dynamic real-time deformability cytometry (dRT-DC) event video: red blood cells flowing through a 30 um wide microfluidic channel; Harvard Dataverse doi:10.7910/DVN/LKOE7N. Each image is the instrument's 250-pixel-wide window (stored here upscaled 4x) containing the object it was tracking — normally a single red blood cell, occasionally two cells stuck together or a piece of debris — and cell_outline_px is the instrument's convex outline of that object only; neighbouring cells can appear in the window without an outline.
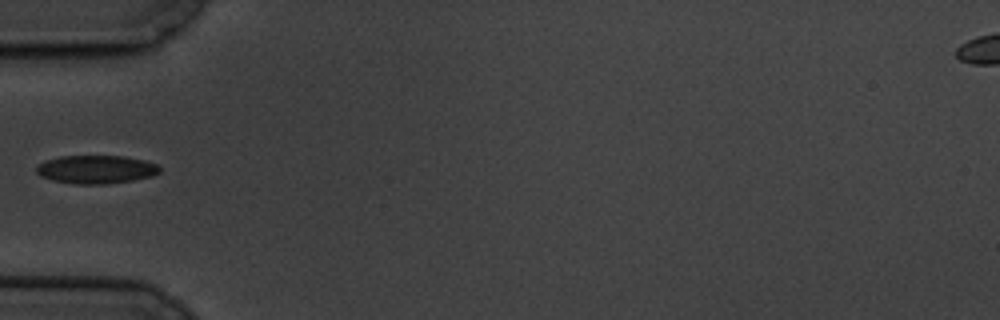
{"species": "common noctule bat (a hibernating species)", "species_latin": "Nyctalus noctula", "temperature_condition": "cold", "stored_images_in_passage": 1, "camera_frame_rate_fps": 3000, "um_per_image_px": 0.085, "animal": {"sex": "male", "body_mass_g": 19.5, "forearm_length_mm": 54.6}, "frame": {"image": 1, "passage_image": 1, "time_ms": 0.0, "image_size_px": [1000, 320], "cell_outline_px": [[160, 172], [152, 176], [132, 180], [108, 184], [72, 184], [52, 180], [40, 176], [36, 172], [36, 168], [44, 160], [60, 156], [124, 156], [144, 160], [156, 164], [160, 168]], "centroid_in_image_um": [8.15, 14.4], "position_along_channel_um": 76.9, "area_um2": 20.4}}